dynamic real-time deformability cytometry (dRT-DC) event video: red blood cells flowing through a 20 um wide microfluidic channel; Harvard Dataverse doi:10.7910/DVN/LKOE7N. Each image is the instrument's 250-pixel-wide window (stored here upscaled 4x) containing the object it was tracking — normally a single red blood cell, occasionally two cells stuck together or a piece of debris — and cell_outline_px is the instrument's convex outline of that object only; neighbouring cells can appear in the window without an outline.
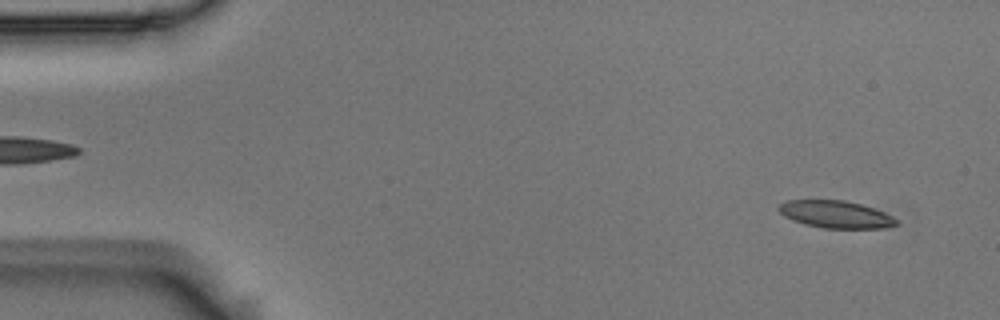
{"species": "Egyptian fruit bat (a non-hibernating species)", "species_latin": "Rousettus aegyptiacus", "temperature_condition": "room temperature", "stored_images_in_passage": 5, "segment_of_instrument_passage": [2, 2], "camera_frame_rate_fps": 3000, "um_per_image_px": 0.085, "animal": {"sex": "male"}, "frame": {"image": 1, "passage_image": 5, "time_ms": 1.333, "image_size_px": [1000, 320], "cell_outline_px": [[900, 224], [884, 228], [824, 228], [804, 224], [792, 220], [784, 216], [776, 208], [780, 204], [788, 200], [844, 200], [860, 204], [884, 212], [892, 216]], "centroid_in_image_um": [71.02, 18.22], "position_along_channel_um": 14.0, "area_um2": 18.67}}